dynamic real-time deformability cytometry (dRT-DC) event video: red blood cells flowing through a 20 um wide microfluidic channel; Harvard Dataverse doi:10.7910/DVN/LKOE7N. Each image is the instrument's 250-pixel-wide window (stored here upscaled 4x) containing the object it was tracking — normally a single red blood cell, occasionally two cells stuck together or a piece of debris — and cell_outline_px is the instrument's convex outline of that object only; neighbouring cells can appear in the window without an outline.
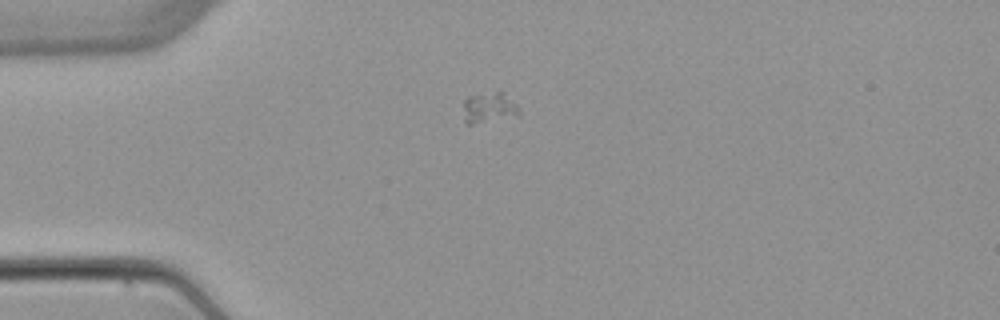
{"species": "common noctule bat (a hibernating species)", "species_latin": "Nyctalus noctula", "temperature_condition": "warm", "stored_images_in_passage": 7, "camera_frame_rate_fps": 3000, "um_per_image_px": 0.085, "animal": {"sex": "female", "body_mass_g": 22.7, "forearm_length_mm": 54.2}, "frame": {"image": 1, "passage_image": 4, "time_ms": 4.0, "image_size_px": [1000, 320], "cell_outline_px": [[520, 116], [472, 124], [468, 124], [464, 120], [464, 100], [468, 96], [500, 88], [520, 108]], "centroid_in_image_um": [41.61, 9.11], "position_along_channel_um": 43.4, "area_um2": 10.46}}